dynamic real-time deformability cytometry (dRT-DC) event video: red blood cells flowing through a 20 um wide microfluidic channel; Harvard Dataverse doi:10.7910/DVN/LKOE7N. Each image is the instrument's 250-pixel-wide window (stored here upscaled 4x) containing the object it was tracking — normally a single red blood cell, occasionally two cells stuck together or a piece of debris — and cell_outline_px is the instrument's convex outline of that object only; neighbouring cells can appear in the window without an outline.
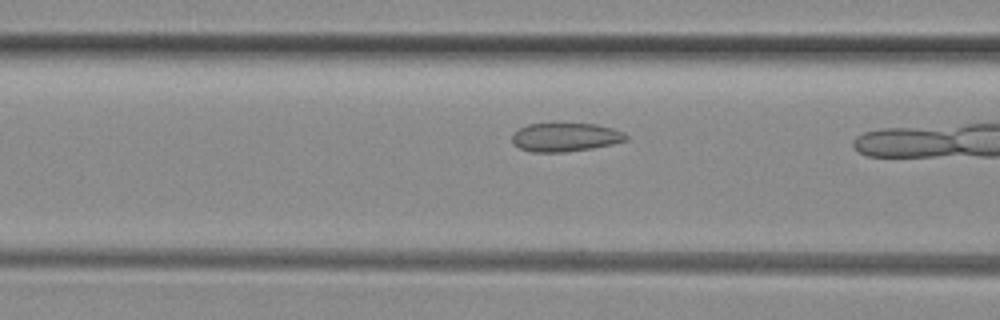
{"species": "common noctule bat (a hibernating species)", "species_latin": "Nyctalus noctula", "temperature_condition": "room temperature", "stored_images_in_passage": 10, "camera_frame_rate_fps": 3000, "um_per_image_px": 0.085, "animal": {"sex": "female", "body_mass_g": 29.2, "forearm_length_mm": 56.3}, "frame": {"image": 1, "passage_image": 9, "time_ms": 2.667, "image_size_px": [1000, 320], "cell_outline_px": [[628, 140], [612, 144], [592, 148], [564, 152], [532, 152], [520, 148], [512, 144], [512, 132], [528, 124], [552, 120], [596, 124], [612, 128], [624, 132], [628, 136]], "centroid_in_image_um": [48.02, 11.6], "position_along_channel_um": 118.6, "area_um2": 20.0}}